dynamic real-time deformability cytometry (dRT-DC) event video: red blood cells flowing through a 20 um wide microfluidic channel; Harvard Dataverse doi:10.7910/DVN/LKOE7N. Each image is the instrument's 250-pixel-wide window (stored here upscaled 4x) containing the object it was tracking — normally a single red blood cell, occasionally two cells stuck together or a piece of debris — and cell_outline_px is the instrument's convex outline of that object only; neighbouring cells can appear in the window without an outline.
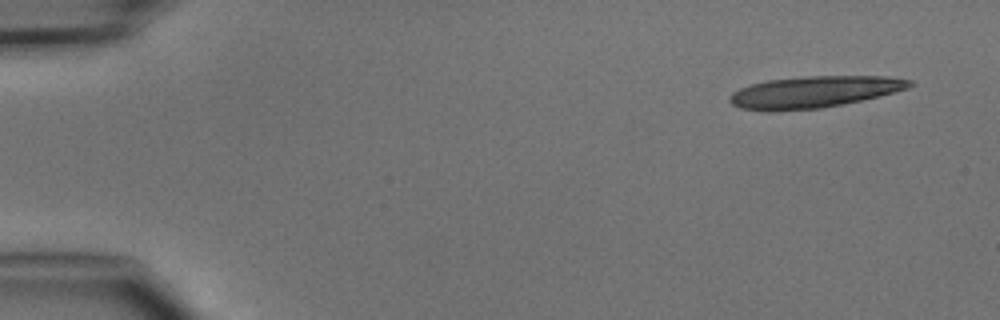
{"species": "common noctule bat (a hibernating species)", "species_latin": "Nyctalus noctula", "temperature_condition": "cold", "stored_images_in_passage": 4, "camera_frame_rate_fps": 3000, "um_per_image_px": 0.085, "animal": {"sex": "male", "body_mass_g": 15.6}, "frame": {"image": 1, "passage_image": 1, "time_ms": 0.0, "image_size_px": [1000, 320], "cell_outline_px": [[916, 84], [908, 88], [860, 100], [820, 108], [772, 112], [768, 112], [740, 108], [732, 104], [728, 100], [728, 96], [732, 92], [740, 88], [752, 84], [768, 80], [804, 76], [888, 76], [912, 80]], "centroid_in_image_um": [69.14, 7.82], "position_along_channel_um": 15.9, "area_um2": 33.18}}